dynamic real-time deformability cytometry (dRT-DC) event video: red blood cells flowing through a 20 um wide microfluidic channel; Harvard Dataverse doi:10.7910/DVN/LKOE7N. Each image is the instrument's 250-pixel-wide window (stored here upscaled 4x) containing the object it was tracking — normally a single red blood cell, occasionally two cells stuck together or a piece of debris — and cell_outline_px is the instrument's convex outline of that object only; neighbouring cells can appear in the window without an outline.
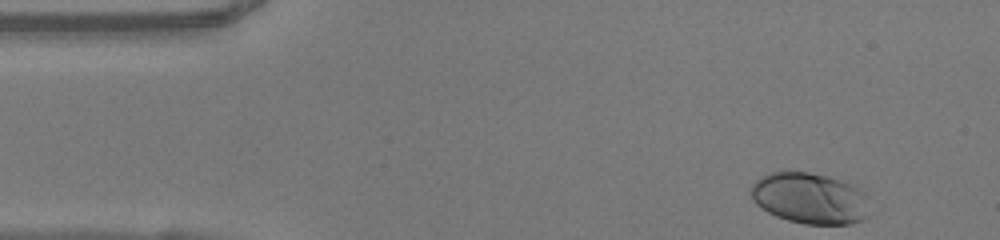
{"species": "human", "species_latin": "Homo sapiens", "temperature_condition": "warm", "stored_images_in_passage": 8, "camera_frame_rate_fps": 3000, "um_per_image_px": 0.085, "donor": {"sex": "female"}, "frame": {"image": 1, "passage_image": 1, "time_ms": 0.0, "image_size_px": [1000, 240], "cell_outline_px": [[872, 212], [864, 220], [848, 224], [804, 224], [788, 220], [776, 216], [768, 212], [756, 204], [752, 200], [752, 184], [756, 180], [772, 172], [808, 172], [828, 176], [852, 184], [860, 188], [864, 192]], "centroid_in_image_um": [68.9, 16.87], "position_along_channel_um": 16.1, "area_um2": 35.55}}